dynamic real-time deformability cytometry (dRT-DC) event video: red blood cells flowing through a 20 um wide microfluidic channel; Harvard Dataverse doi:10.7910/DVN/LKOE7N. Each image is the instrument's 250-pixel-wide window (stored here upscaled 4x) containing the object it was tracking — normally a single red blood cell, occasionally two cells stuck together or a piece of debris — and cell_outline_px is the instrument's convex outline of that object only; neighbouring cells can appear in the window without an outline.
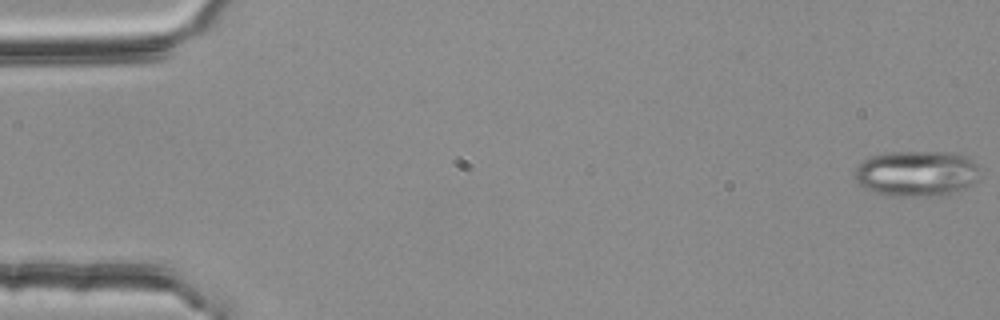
{"species": "common noctule bat (a hibernating species)", "species_latin": "Nyctalus noctula", "temperature_condition": "room temperature", "stored_images_in_passage": 23, "camera_frame_rate_fps": 3000, "um_per_image_px": 0.085, "animal": {"sex": "female", "body_mass_g": 25.1}, "frame": {"image": 1, "passage_image": 1, "time_ms": 0.0, "image_size_px": [1000, 320], "cell_outline_px": [[976, 180], [964, 188], [948, 196], [888, 196], [872, 192], [864, 188], [856, 180], [856, 168], [864, 160], [872, 156], [884, 152], [948, 152], [964, 156], [972, 160], [976, 164]], "centroid_in_image_um": [77.88, 14.76], "position_along_channel_um": 7.1, "area_um2": 33.29}}
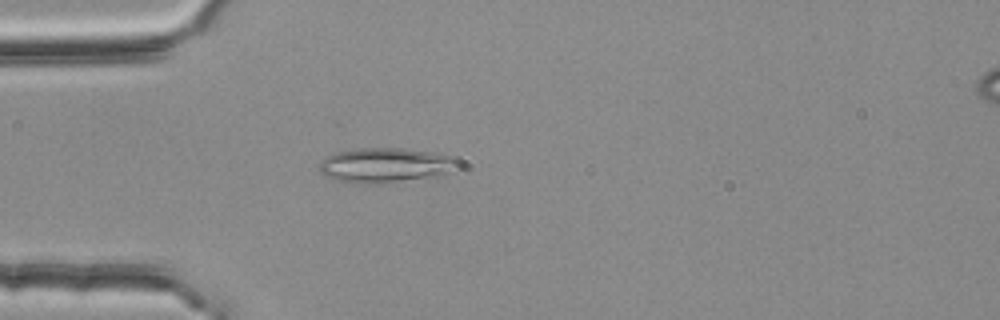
{"frame": {"image": 2, "passage_image": 16, "time_ms": 5.0, "image_size_px": [1000, 320], "cell_outline_px": [[460, 164], [448, 172], [436, 176], [380, 184], [352, 184], [336, 180], [320, 172], [320, 160], [336, 152], [360, 148], [404, 148], [452, 156], [460, 160]], "centroid_in_image_um": [32.74, 14.05], "position_along_channel_um": 52.3, "area_um2": 28.15}}